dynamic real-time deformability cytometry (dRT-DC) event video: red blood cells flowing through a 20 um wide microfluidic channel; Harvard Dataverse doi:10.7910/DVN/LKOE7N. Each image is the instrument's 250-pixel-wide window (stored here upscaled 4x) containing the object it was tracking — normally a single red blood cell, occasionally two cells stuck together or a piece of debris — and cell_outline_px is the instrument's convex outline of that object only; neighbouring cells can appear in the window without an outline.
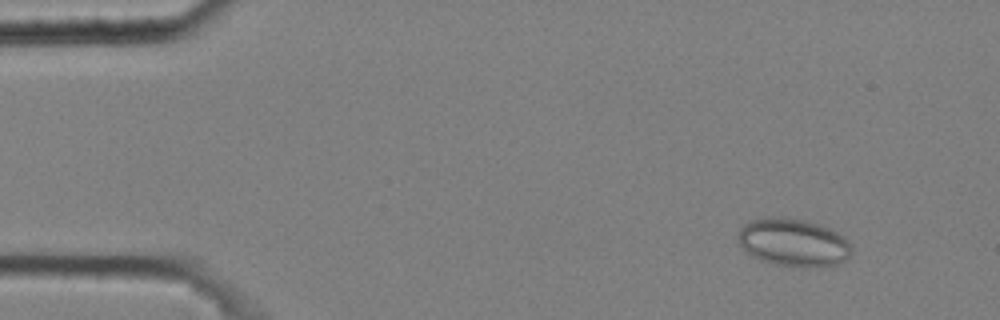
{"species": "common noctule bat (a hibernating species)", "species_latin": "Nyctalus noctula", "temperature_condition": "cold", "stored_images_in_passage": 54, "camera_frame_rate_fps": 3000, "um_per_image_px": 0.085, "animal": {"sex": "male", "body_mass_g": 20.4}, "frame": {"image": 1, "passage_image": 6, "time_ms": 1.667, "image_size_px": [1000, 320], "cell_outline_px": [[852, 252], [848, 260], [836, 264], [816, 268], [804, 268], [776, 264], [760, 260], [752, 256], [736, 240], [736, 236], [740, 228], [744, 224], [760, 216], [780, 216], [804, 220], [828, 228], [844, 236], [852, 244]], "centroid_in_image_um": [67.44, 20.61], "position_along_channel_um": 17.6, "area_um2": 32.25}}
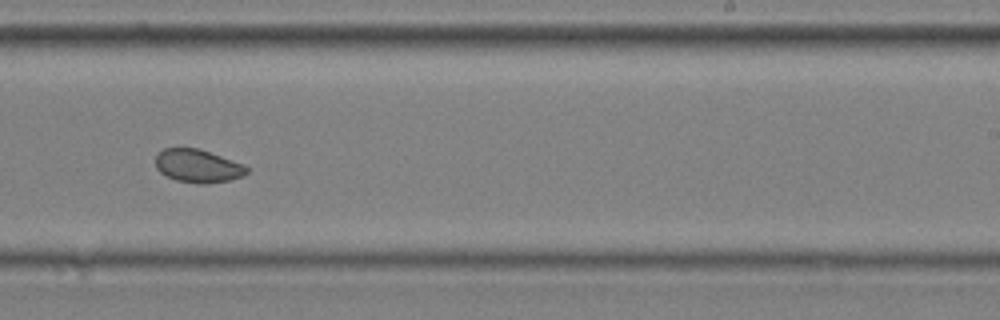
{"frame": {"image": 2, "passage_image": 35, "time_ms": 11.333, "image_size_px": [1000, 320], "cell_outline_px": [[248, 172], [244, 176], [228, 180], [204, 184], [200, 184], [176, 180], [160, 172], [156, 168], [156, 156], [164, 148], [200, 148], [244, 164], [248, 168]], "centroid_in_image_um": [16.84, 14.1], "position_along_channel_um": 272.2, "area_um2": 17.63}}
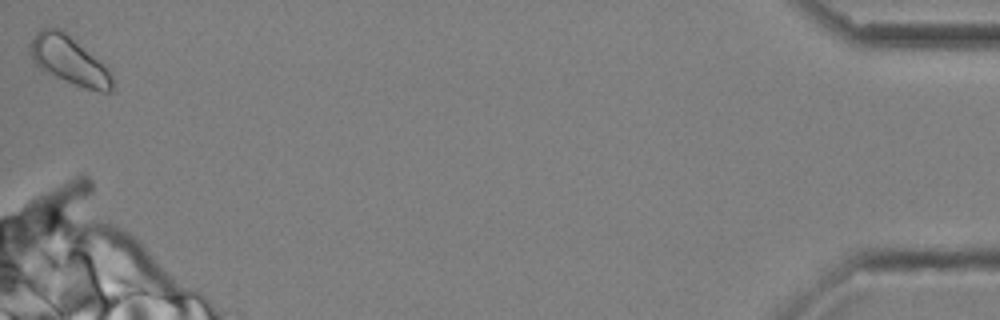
{"frame": {"image": 3, "passage_image": 54, "time_ms": 17.667, "image_size_px": [1000, 320], "cell_outline_px": [[112, 92], [100, 92], [84, 88], [56, 76], [40, 68], [32, 60], [28, 52], [28, 48], [36, 32], [52, 24], [64, 28], [108, 64], [112, 72]], "centroid_in_image_um": [5.94, 5.05], "position_along_channel_um": 429.3, "area_um2": 24.22}, "authors_computed_cell_mechanics": {"area_um2": 19.0162, "velocity_mm_per_s": 3.5834, "shape_relaxation_time_tau1_ms": null, "shape_relaxation_time_tau2_ms": 3.3663, "deformation_change_tau1": null, "deformation_change_tau2": 0.0609}}